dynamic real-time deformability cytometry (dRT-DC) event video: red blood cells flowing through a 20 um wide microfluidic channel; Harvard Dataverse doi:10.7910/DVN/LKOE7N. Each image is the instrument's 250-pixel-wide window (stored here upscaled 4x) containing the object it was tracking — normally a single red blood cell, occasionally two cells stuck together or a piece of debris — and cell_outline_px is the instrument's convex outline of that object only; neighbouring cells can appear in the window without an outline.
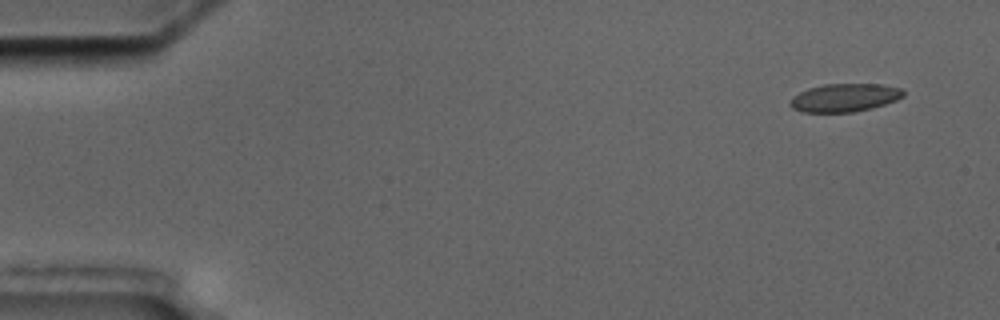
{"species": "common noctule bat (a hibernating species)", "species_latin": "Nyctalus noctula", "temperature_condition": "cold", "stored_images_in_passage": 5, "camera_frame_rate_fps": 3000, "um_per_image_px": 0.085, "animal": {"sex": "male", "body_mass_g": 17.5, "forearm_length_mm": 52.3}, "frame": {"image": 1, "passage_image": 1, "time_ms": 0.0, "image_size_px": [1000, 320], "cell_outline_px": [[904, 96], [896, 100], [872, 108], [852, 112], [804, 112], [792, 108], [788, 104], [792, 96], [808, 88], [824, 84], [884, 84], [900, 88], [904, 92]], "centroid_in_image_um": [71.77, 8.3], "position_along_channel_um": 13.2, "area_um2": 18.61}}